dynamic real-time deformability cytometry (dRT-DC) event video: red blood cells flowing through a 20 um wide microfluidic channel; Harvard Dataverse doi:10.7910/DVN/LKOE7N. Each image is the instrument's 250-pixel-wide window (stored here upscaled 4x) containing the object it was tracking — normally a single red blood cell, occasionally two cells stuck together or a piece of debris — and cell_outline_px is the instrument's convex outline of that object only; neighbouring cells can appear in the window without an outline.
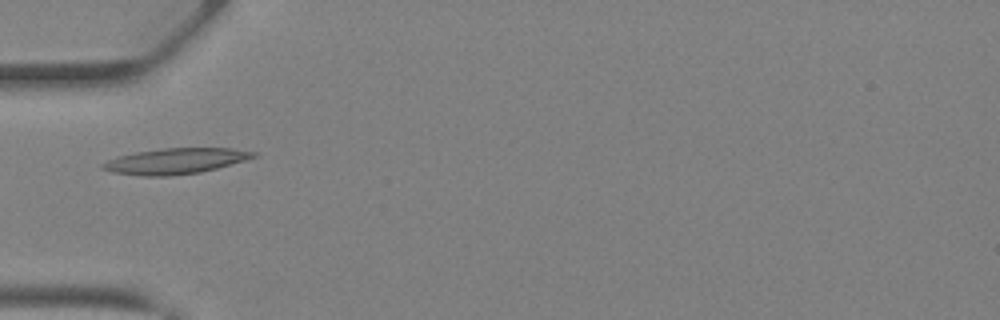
{"species": "Egyptian fruit bat (a non-hibernating species)", "species_latin": "Rousettus aegyptiacus", "temperature_condition": "warm", "stored_images_in_passage": 25, "camera_frame_rate_fps": 3000, "um_per_image_px": 0.085, "animal": {"sex": "female"}, "frame": {"image": 1, "passage_image": 1, "time_ms": 0.0, "image_size_px": [1000, 320], "cell_outline_px": [[256, 156], [244, 160], [216, 168], [200, 172], [168, 176], [144, 176], [116, 172], [100, 168], [100, 164], [108, 160], [120, 156], [136, 152], [164, 148], [232, 148], [256, 152]], "centroid_in_image_um": [14.9, 13.68], "position_along_channel_um": 70.1, "area_um2": 22.2}}
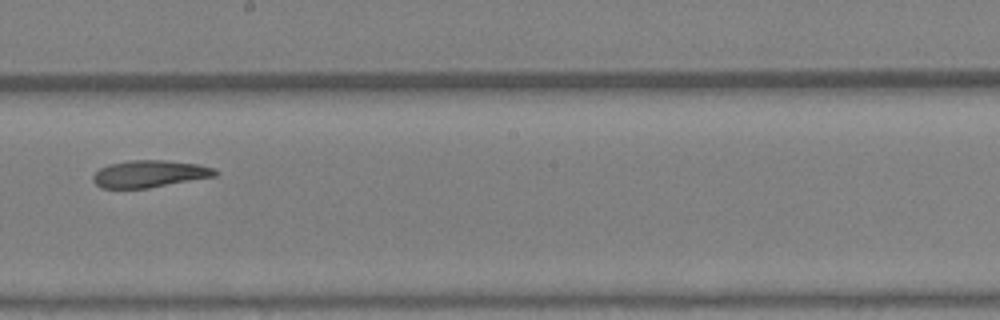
{"frame": {"image": 2, "passage_image": 11, "time_ms": 3.333, "image_size_px": [1000, 320], "cell_outline_px": [[220, 172], [216, 176], [148, 188], [104, 188], [96, 184], [92, 180], [92, 176], [100, 168], [108, 164], [132, 160], [168, 160], [196, 164], [212, 168]], "centroid_in_image_um": [12.71, 14.77], "position_along_channel_um": 235.5, "area_um2": 19.19}}
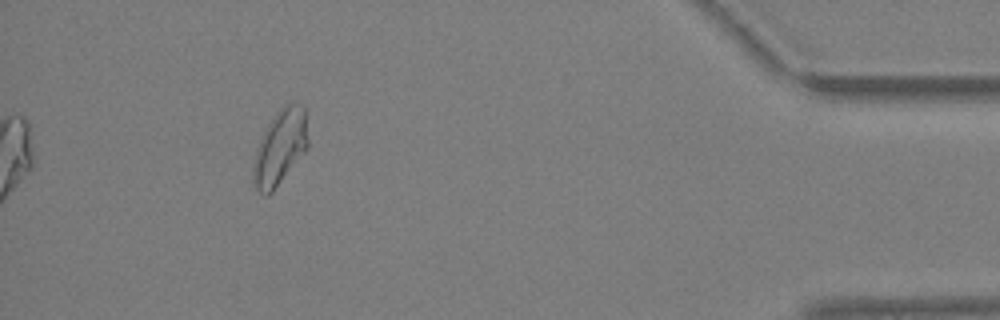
{"frame": {"image": 3, "passage_image": 25, "time_ms": 8.0, "image_size_px": [1000, 320], "cell_outline_px": [[308, 148], [272, 192], [268, 196], [264, 196], [252, 184], [252, 164], [256, 148], [268, 124], [276, 112], [284, 104], [292, 100], [296, 100], [304, 104], [308, 140]], "centroid_in_image_um": [23.8, 12.49], "position_along_channel_um": 411.4, "area_um2": 24.39}, "authors_computed_cell_mechanics": {"area_um2": 20.23, "velocity_mm_per_s": 4.9787, "shape_relaxation_time_tau1_ms": null, "shape_relaxation_time_tau2_ms": 2.2189, "deformation_change_tau1": null, "deformation_change_tau2": 0.0993}}